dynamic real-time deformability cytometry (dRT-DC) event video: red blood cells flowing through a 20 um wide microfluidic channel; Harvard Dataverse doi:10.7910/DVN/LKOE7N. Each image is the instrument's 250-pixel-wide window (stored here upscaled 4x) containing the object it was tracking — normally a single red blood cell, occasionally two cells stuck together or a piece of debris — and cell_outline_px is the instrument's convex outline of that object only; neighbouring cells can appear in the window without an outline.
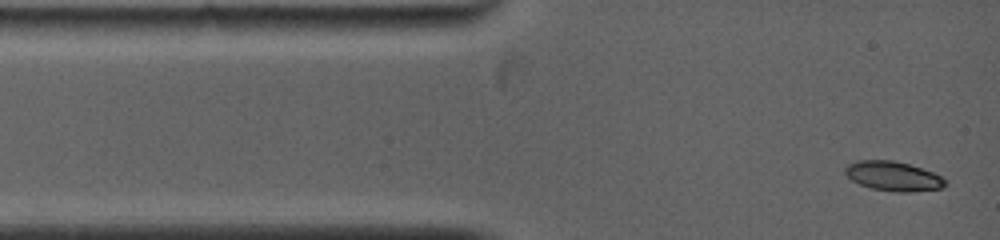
{"species": "common noctule bat (a hibernating species)", "species_latin": "Nyctalus noctula", "temperature_condition": "warm", "stored_images_in_passage": 70, "camera_frame_rate_fps": 5000, "um_per_image_px": 0.085, "animal": {"sex": "female", "body_mass_g": 19.0, "forearm_length_mm": 53.3}, "frame": {"image": 1, "passage_image": 1, "time_ms": 0.0, "image_size_px": [1000, 240], "cell_outline_px": [[948, 184], [944, 188], [908, 192], [896, 192], [872, 188], [860, 184], [852, 180], [844, 172], [844, 168], [848, 164], [860, 160], [892, 160], [908, 164], [932, 172], [948, 180]], "centroid_in_image_um": [75.95, 14.98], "position_along_channel_um": 9.0, "area_um2": 17.17}}
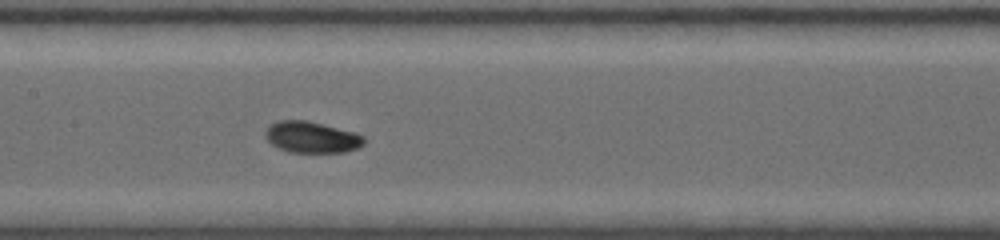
{"frame": {"image": 2, "passage_image": 31, "time_ms": 5.4, "image_size_px": [1000, 240], "cell_outline_px": [[364, 144], [356, 148], [344, 152], [288, 152], [276, 148], [264, 136], [264, 132], [272, 124], [280, 120], [308, 120], [356, 132], [364, 136]], "centroid_in_image_um": [26.49, 11.66], "position_along_channel_um": 180.9, "area_um2": 18.09}}
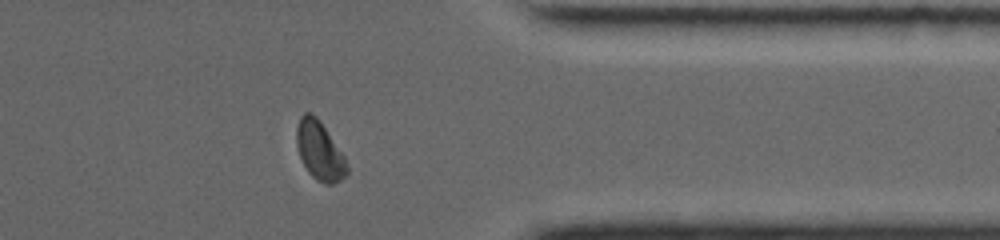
{"frame": {"image": 3, "passage_image": 60, "time_ms": 10.8, "image_size_px": [1000, 240], "cell_outline_px": [[348, 172], [340, 180], [332, 184], [324, 184], [316, 180], [308, 172], [300, 156], [296, 144], [296, 128], [300, 116], [304, 112], [312, 112], [320, 120], [344, 156], [348, 168]], "centroid_in_image_um": [27.15, 12.79], "position_along_channel_um": 384.3, "area_um2": 17.22}, "authors_computed_cell_mechanics": {"area_um2": 17.4267, "velocity_mm_per_s": 3.9651, "shape_relaxation_time_tau1_ms": 8.0049, "shape_relaxation_time_tau2_ms": 7.6226, "deformation_change_tau1": 0.1905, "deformation_change_tau2": 0.0804}}